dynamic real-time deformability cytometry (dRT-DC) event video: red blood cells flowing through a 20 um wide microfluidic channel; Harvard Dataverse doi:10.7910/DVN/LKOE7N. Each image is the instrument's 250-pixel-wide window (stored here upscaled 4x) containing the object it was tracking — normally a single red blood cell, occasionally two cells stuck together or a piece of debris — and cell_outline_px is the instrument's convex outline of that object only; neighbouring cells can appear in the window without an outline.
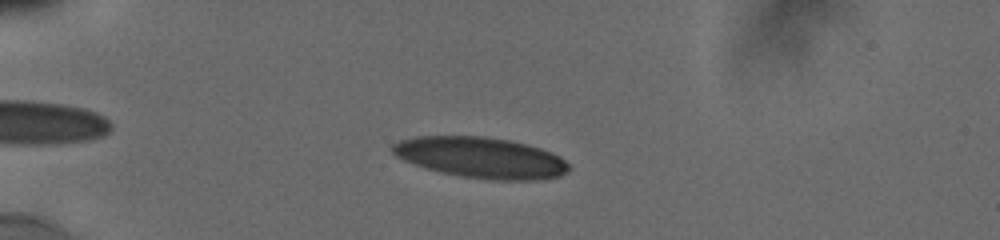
{"species": "human", "species_latin": "Homo sapiens", "temperature_condition": "cold", "stored_images_in_passage": 42, "camera_frame_rate_fps": 3000, "um_per_image_px": 0.085, "donor": {"sex": "male"}, "frame": {"image": 1, "passage_image": 8, "time_ms": 2.667, "image_size_px": [1000, 240], "cell_outline_px": [[568, 172], [560, 176], [536, 180], [492, 180], [464, 176], [440, 172], [424, 168], [404, 160], [396, 156], [392, 152], [392, 144], [400, 140], [416, 136], [484, 136], [508, 140], [540, 148], [560, 156], [568, 164]], "centroid_in_image_um": [40.86, 13.4], "position_along_channel_um": 44.1, "area_um2": 41.85}}
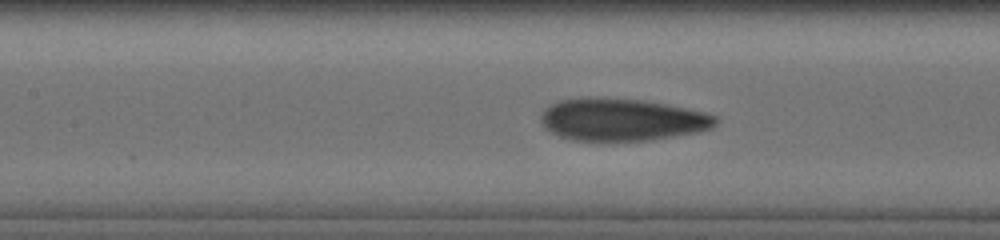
{"frame": {"image": 2, "passage_image": 21, "time_ms": 6.667, "image_size_px": [1000, 240], "cell_outline_px": [[720, 120], [712, 128], [700, 132], [652, 140], [608, 144], [572, 140], [560, 136], [544, 128], [540, 120], [540, 116], [544, 108], [560, 100], [640, 100], [668, 104], [704, 112], [716, 116]], "centroid_in_image_um": [52.91, 10.25], "position_along_channel_um": 154.5, "area_um2": 43.41}}
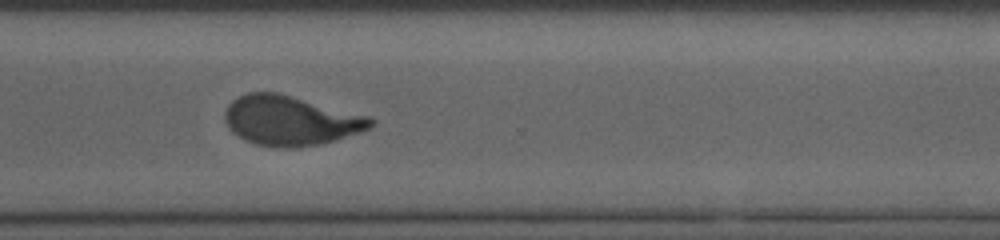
{"frame": {"image": 3, "passage_image": 41, "time_ms": 11.667, "image_size_px": [1000, 240], "cell_outline_px": [[376, 120], [368, 128], [360, 132], [336, 140], [320, 144], [292, 148], [280, 148], [256, 144], [244, 140], [232, 132], [228, 128], [224, 120], [224, 112], [228, 104], [232, 100], [248, 92], [280, 92], [368, 116]], "centroid_in_image_um": [24.65, 10.24], "position_along_channel_um": 345.9, "area_um2": 42.43}}